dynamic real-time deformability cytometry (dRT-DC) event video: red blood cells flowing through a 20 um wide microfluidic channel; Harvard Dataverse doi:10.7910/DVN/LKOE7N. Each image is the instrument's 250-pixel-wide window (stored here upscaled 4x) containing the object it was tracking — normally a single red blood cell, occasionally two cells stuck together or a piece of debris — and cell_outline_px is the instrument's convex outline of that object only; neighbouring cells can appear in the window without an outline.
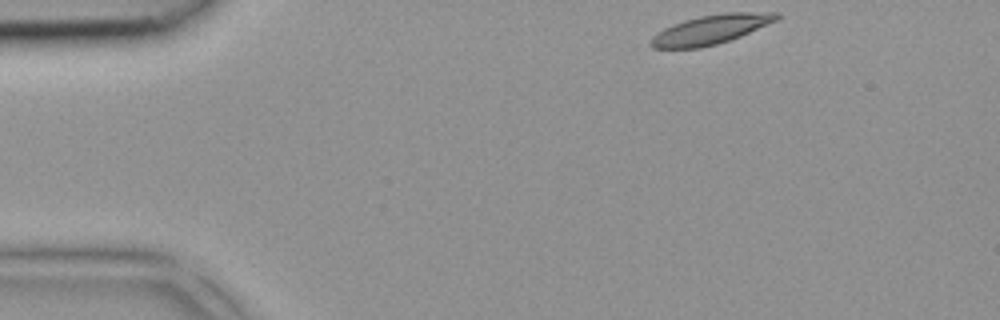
{"species": "common noctule bat (a hibernating species)", "species_latin": "Nyctalus noctula", "temperature_condition": "room temperature", "stored_images_in_passage": 3, "camera_frame_rate_fps": 3000, "um_per_image_px": 0.085, "animal": {"sex": "female", "body_mass_g": 18.4}, "frame": {"image": 1, "passage_image": 1, "time_ms": 0.0, "image_size_px": [1000, 320], "cell_outline_px": [[780, 16], [776, 20], [740, 36], [716, 44], [700, 48], [652, 48], [648, 44], [648, 40], [652, 36], [664, 28], [684, 20], [700, 16], [724, 12], [780, 12]], "centroid_in_image_um": [60.37, 2.51], "position_along_channel_um": 24.6, "area_um2": 21.33}}